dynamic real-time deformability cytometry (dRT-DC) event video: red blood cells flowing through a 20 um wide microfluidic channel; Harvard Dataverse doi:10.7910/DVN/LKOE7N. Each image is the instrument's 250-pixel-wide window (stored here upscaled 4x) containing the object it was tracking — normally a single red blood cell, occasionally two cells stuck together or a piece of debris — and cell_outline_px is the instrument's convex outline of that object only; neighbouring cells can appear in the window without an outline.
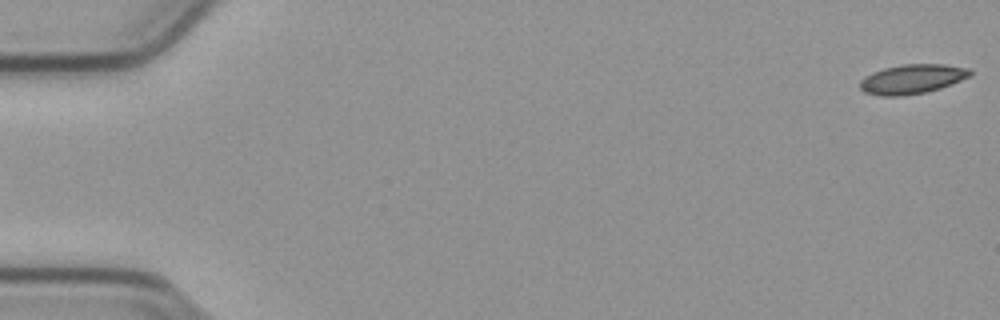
{"species": "common noctule bat (a hibernating species)", "species_latin": "Nyctalus noctula", "temperature_condition": "cold", "stored_images_in_passage": 13, "camera_frame_rate_fps": 3000, "um_per_image_px": 0.085, "animal": {"sex": "male", "body_mass_g": 23.1, "forearm_length_mm": 52.7}, "frame": {"image": 1, "passage_image": 1, "time_ms": 0.0, "image_size_px": [1000, 320], "cell_outline_px": [[972, 76], [940, 88], [924, 92], [900, 96], [880, 96], [864, 92], [860, 88], [860, 80], [864, 76], [872, 72], [884, 68], [900, 64], [944, 64], [972, 68]], "centroid_in_image_um": [77.54, 6.7], "position_along_channel_um": 7.5, "area_um2": 19.07}}